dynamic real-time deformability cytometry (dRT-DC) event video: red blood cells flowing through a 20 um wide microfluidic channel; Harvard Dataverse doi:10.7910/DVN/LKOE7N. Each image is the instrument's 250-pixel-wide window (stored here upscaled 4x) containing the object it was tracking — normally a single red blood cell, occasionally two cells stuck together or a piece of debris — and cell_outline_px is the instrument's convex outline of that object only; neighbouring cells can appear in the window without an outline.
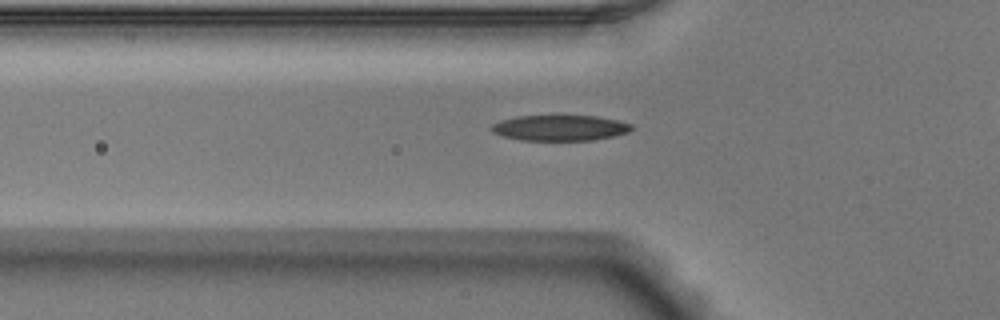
{"species": "Egyptian fruit bat (a non-hibernating species)", "species_latin": "Rousettus aegyptiacus", "temperature_condition": "warm", "stored_images_in_passage": 31, "camera_frame_rate_fps": 3000, "um_per_image_px": 0.085, "animal": {"sex": "male"}, "frame": {"image": 1, "passage_image": 2, "time_ms": 0.333, "image_size_px": [1000, 320], "cell_outline_px": [[632, 128], [628, 132], [612, 136], [592, 140], [520, 140], [504, 136], [492, 132], [492, 124], [500, 120], [516, 116], [596, 116], [616, 120], [632, 124]], "centroid_in_image_um": [47.57, 10.87], "position_along_channel_um": 78.2, "area_um2": 20.69}}
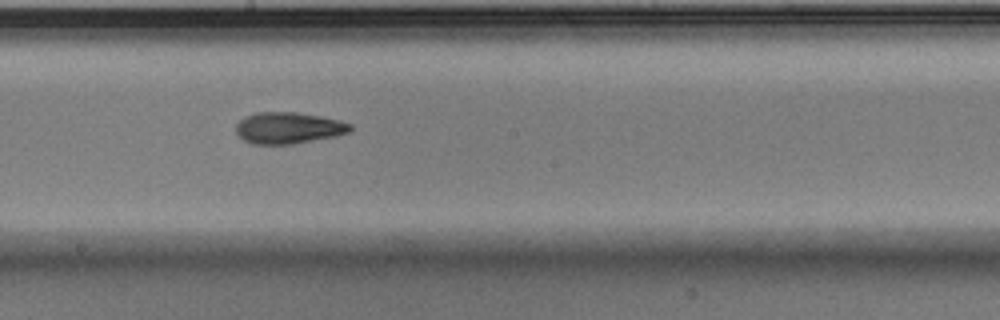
{"frame": {"image": 2, "passage_image": 13, "time_ms": 4.0, "image_size_px": [1000, 320], "cell_outline_px": [[352, 128], [348, 132], [336, 136], [292, 144], [252, 144], [244, 140], [236, 132], [236, 124], [244, 116], [256, 112], [296, 112], [320, 116], [340, 120], [352, 124]], "centroid_in_image_um": [24.51, 10.87], "position_along_channel_um": 223.7, "area_um2": 20.98}}
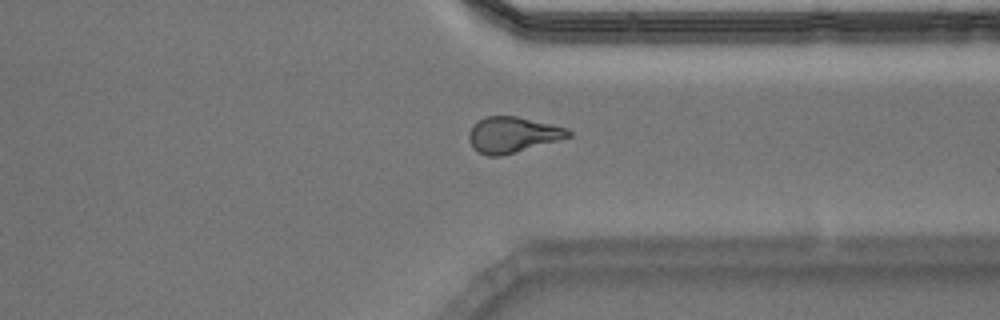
{"frame": {"image": 3, "passage_image": 24, "time_ms": 7.667, "image_size_px": [1000, 320], "cell_outline_px": [[572, 136], [500, 156], [488, 156], [472, 148], [468, 140], [468, 132], [484, 116], [516, 116], [564, 128], [572, 132]], "centroid_in_image_um": [43.52, 11.46], "position_along_channel_um": 367.9, "area_um2": 20.23}, "authors_computed_cell_mechanics": {"area_um2": 20.6924, "velocity_mm_per_s": 3.9369, "shape_relaxation_time_tau1_ms": 4.5403, "shape_relaxation_time_tau2_ms": 4.1115, "deformation_change_tau1": 0.1769, "deformation_change_tau2": 0.1298}}